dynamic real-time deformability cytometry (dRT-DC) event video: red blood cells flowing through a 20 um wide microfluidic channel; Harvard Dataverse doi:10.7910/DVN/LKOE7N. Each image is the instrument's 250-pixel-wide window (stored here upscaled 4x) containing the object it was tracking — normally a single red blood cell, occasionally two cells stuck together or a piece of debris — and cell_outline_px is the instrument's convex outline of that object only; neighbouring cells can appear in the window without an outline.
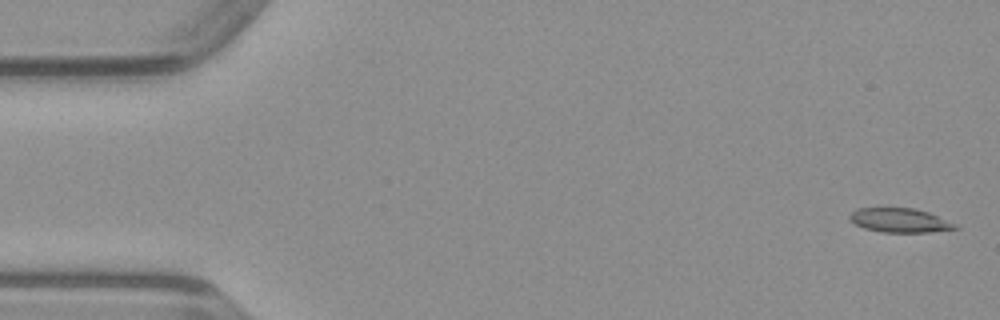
{"species": "common noctule bat (a hibernating species)", "species_latin": "Nyctalus noctula", "temperature_condition": "warm", "stored_images_in_passage": 49, "camera_frame_rate_fps": 3000, "um_per_image_px": 0.085, "animal": {"sex": "male", "body_mass_g": 23.1, "forearm_length_mm": 52.7}, "frame": {"image": 1, "passage_image": 1, "time_ms": 0.0, "image_size_px": [1000, 320], "cell_outline_px": [[960, 228], [932, 232], [880, 232], [864, 228], [856, 224], [848, 216], [856, 208], [880, 204], [916, 208], [928, 212], [960, 224]], "centroid_in_image_um": [76.48, 18.66], "position_along_channel_um": 8.5, "area_um2": 15.9}}
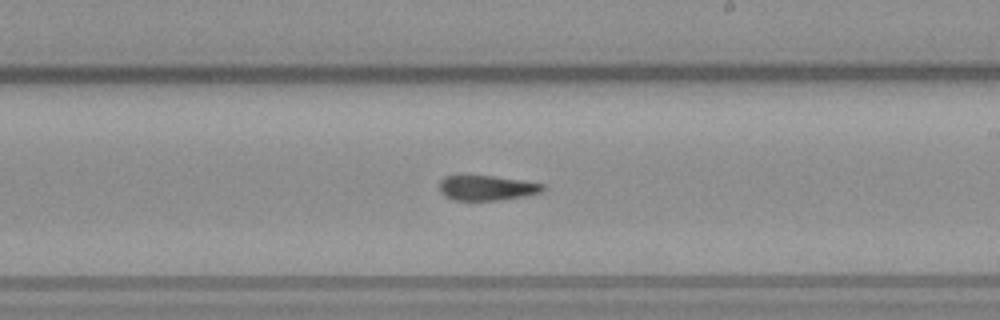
{"frame": {"image": 2, "passage_image": 28, "time_ms": 9.0, "image_size_px": [1000, 320], "cell_outline_px": [[544, 188], [540, 192], [524, 196], [496, 200], [452, 200], [444, 196], [440, 192], [440, 180], [444, 176], [492, 176], [524, 180], [544, 184]], "centroid_in_image_um": [41.35, 15.97], "position_along_channel_um": 247.6, "area_um2": 14.97}}
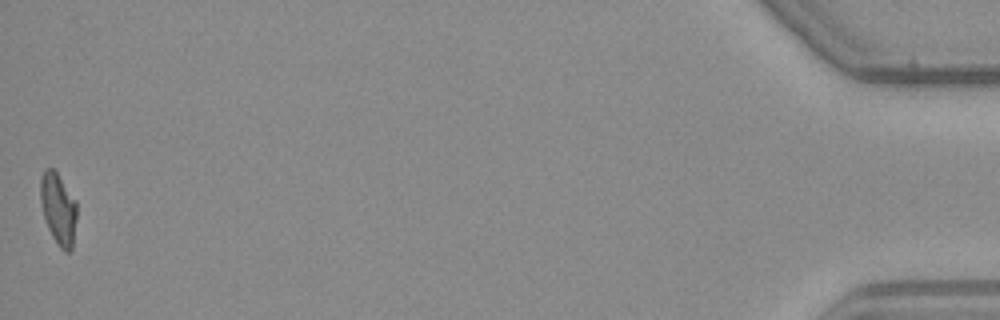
{"frame": {"image": 3, "passage_image": 49, "time_ms": 16.0, "image_size_px": [1000, 320], "cell_outline_px": [[76, 220], [72, 248], [68, 252], [64, 252], [60, 248], [52, 236], [48, 228], [44, 216], [40, 200], [40, 176], [44, 168], [52, 168], [56, 172], [76, 200]], "centroid_in_image_um": [4.94, 17.73], "position_along_channel_um": 430.3, "area_um2": 15.14}}